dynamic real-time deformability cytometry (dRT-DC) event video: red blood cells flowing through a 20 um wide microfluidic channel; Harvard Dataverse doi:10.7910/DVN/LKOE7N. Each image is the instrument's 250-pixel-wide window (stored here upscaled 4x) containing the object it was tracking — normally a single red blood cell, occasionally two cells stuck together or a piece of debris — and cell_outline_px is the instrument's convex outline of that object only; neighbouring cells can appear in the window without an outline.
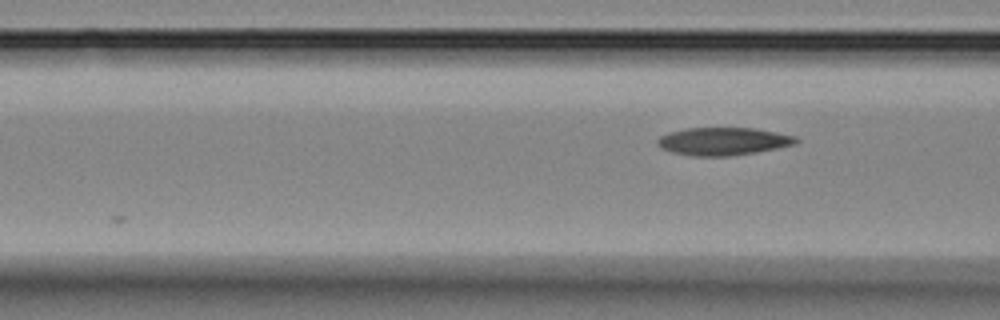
{"species": "Egyptian fruit bat (a non-hibernating species)", "species_latin": "Rousettus aegyptiacus", "temperature_condition": "room temperature", "stored_images_in_passage": 4, "camera_frame_rate_fps": 3000, "um_per_image_px": 0.085, "animal": {"sex": "female"}, "frame": {"image": 1, "passage_image": 4, "time_ms": 3.333, "image_size_px": [1000, 320], "cell_outline_px": [[800, 140], [796, 144], [756, 152], [728, 156], [688, 156], [672, 152], [660, 148], [656, 144], [656, 140], [660, 136], [668, 132], [684, 128], [756, 128], [796, 136]], "centroid_in_image_um": [61.44, 12.01], "position_along_channel_um": 105.2, "area_um2": 22.66}}